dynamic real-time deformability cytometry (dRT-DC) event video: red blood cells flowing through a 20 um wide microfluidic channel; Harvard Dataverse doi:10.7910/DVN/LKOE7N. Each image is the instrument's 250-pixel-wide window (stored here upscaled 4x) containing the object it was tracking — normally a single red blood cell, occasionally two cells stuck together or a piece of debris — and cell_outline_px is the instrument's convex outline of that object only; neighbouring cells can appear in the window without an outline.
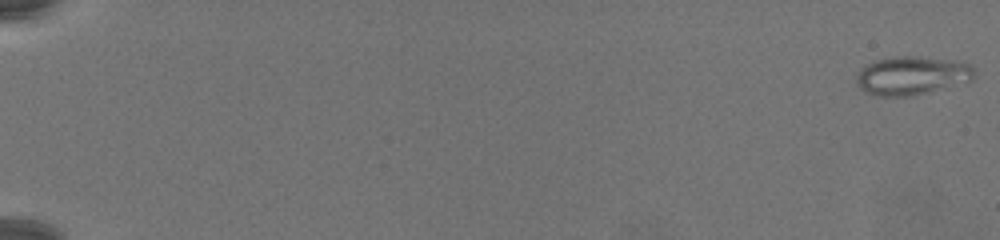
{"species": "common noctule bat (a hibernating species)", "species_latin": "Nyctalus noctula", "temperature_condition": "warm", "stored_images_in_passage": 78, "camera_frame_rate_fps": 3000, "um_per_image_px": 0.085, "animal": {"sex": "female", "body_mass_g": 19.5, "forearm_length_mm": 54.1}, "frame": {"image": 1, "passage_image": 1, "time_ms": 0.0, "image_size_px": [1000, 240], "cell_outline_px": [[972, 76], [968, 80], [928, 92], [908, 96], [876, 96], [864, 92], [856, 84], [856, 80], [860, 72], [868, 64], [876, 60], [896, 56], [916, 56], [952, 60], [968, 64], [972, 68]], "centroid_in_image_um": [77.43, 6.42], "position_along_channel_um": 7.6, "area_um2": 25.78}}
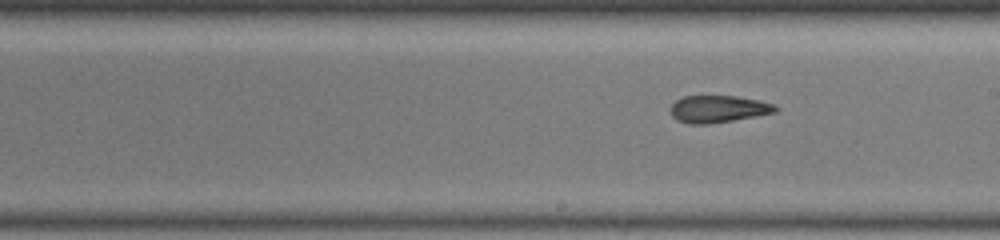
{"frame": {"image": 2, "passage_image": 48, "time_ms": 15.667, "image_size_px": [1000, 240], "cell_outline_px": [[780, 108], [776, 112], [756, 116], [708, 124], [688, 124], [676, 120], [672, 116], [672, 104], [676, 100], [684, 96], [736, 96], [760, 100], [772, 104]], "centroid_in_image_um": [61.06, 9.26], "position_along_channel_um": 227.9, "area_um2": 16.53}}
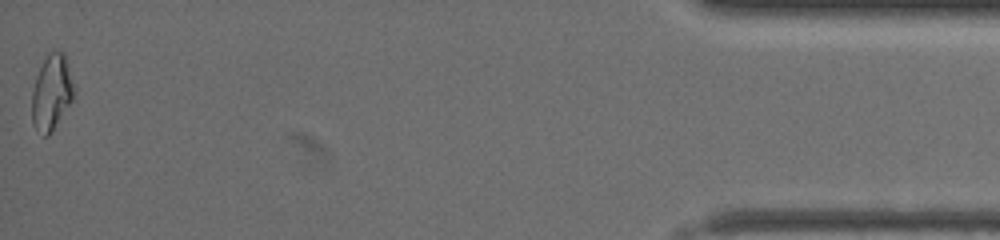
{"frame": {"image": 3, "passage_image": 78, "time_ms": 25.667, "image_size_px": [1000, 240], "cell_outline_px": [[72, 100], [52, 132], [48, 136], [44, 136], [32, 124], [32, 92], [36, 76], [48, 52], [64, 52], [68, 64], [72, 84]], "centroid_in_image_um": [4.36, 7.88], "position_along_channel_um": 430.8, "area_um2": 18.03}}